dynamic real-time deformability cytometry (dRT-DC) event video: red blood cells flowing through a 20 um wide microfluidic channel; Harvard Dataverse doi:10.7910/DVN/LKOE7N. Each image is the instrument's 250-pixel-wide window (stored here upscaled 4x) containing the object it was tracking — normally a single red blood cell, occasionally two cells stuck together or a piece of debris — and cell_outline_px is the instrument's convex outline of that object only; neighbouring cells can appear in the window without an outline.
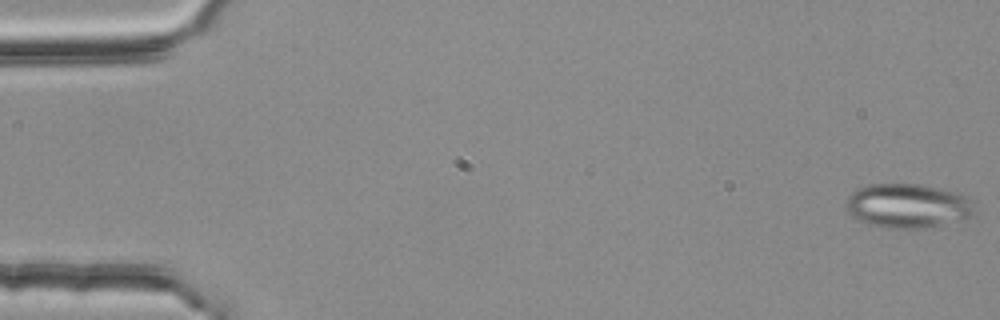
{"species": "common noctule bat (a hibernating species)", "species_latin": "Nyctalus noctula", "temperature_condition": "room temperature", "stored_images_in_passage": 54, "camera_frame_rate_fps": 3000, "um_per_image_px": 0.085, "animal": {"sex": "female", "body_mass_g": 25.1}, "frame": {"image": 1, "passage_image": 1, "time_ms": 0.0, "image_size_px": [1000, 320], "cell_outline_px": [[972, 212], [968, 216], [924, 228], [884, 228], [868, 224], [852, 216], [844, 208], [848, 196], [852, 192], [868, 184], [916, 184], [960, 192], [964, 196]], "centroid_in_image_um": [77.02, 17.48], "position_along_channel_um": 8.0, "area_um2": 32.31}}
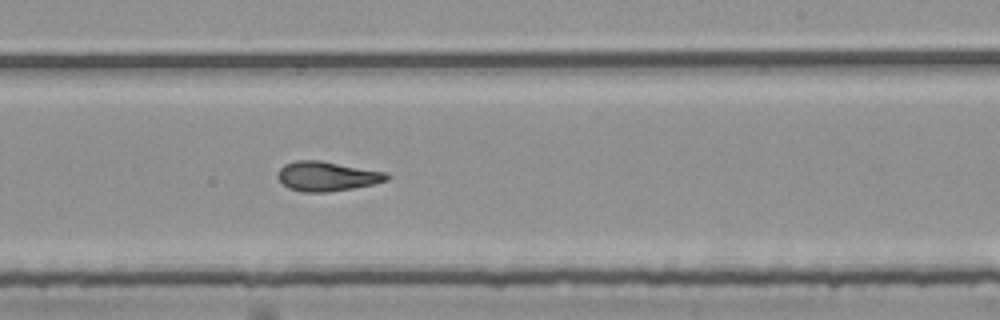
{"frame": {"image": 2, "passage_image": 33, "time_ms": 10.667, "image_size_px": [1000, 320], "cell_outline_px": [[392, 176], [388, 180], [372, 184], [352, 188], [328, 192], [300, 192], [288, 188], [276, 176], [276, 172], [284, 164], [296, 160], [320, 160], [388, 172]], "centroid_in_image_um": [27.79, 14.97], "position_along_channel_um": 261.2, "area_um2": 19.02}}
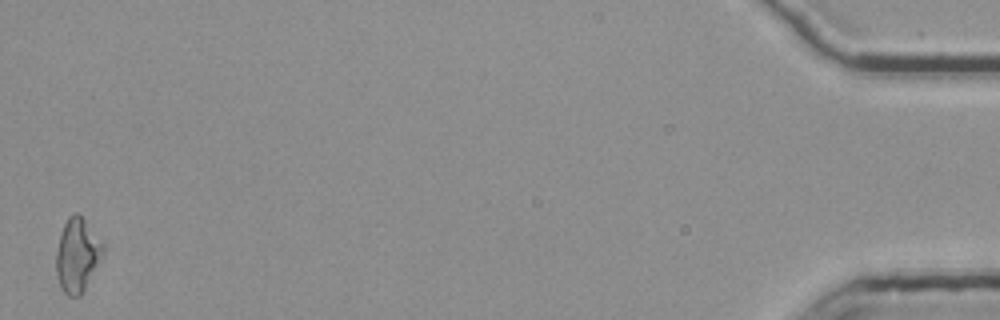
{"frame": {"image": 3, "passage_image": 54, "time_ms": 17.667, "image_size_px": [1000, 320], "cell_outline_px": [[104, 252], [80, 296], [68, 296], [60, 288], [56, 276], [56, 252], [60, 236], [64, 224], [68, 216], [76, 212], [84, 220], [104, 244]], "centroid_in_image_um": [6.54, 21.7], "position_along_channel_um": 428.7, "area_um2": 19.77}, "authors_computed_cell_mechanics": {"area_um2": 19.0162, "velocity_mm_per_s": 3.7804, "shape_relaxation_time_tau1_ms": null, "shape_relaxation_time_tau2_ms": 2.7167, "deformation_change_tau1": null, "deformation_change_tau2": 0.1066}}